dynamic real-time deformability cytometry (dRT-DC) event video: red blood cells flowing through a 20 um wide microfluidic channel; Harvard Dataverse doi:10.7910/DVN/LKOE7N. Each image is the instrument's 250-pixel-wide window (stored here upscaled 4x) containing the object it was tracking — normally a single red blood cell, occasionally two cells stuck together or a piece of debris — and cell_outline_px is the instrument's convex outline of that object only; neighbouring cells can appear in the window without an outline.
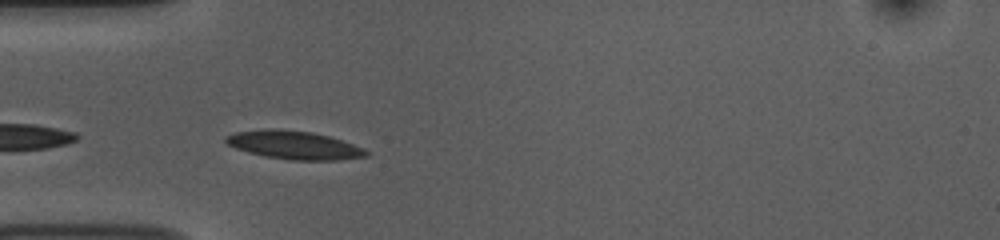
{"species": "common noctule bat (a hibernating species)", "species_latin": "Nyctalus noctula", "temperature_condition": "room temperature", "stored_images_in_passage": 9, "camera_frame_rate_fps": 3000, "um_per_image_px": 0.085, "animal": {"sex": "female", "body_mass_g": 10.0, "forearm_length_mm": 53.1}, "frame": {"image": 1, "passage_image": 2, "time_ms": 0.333, "image_size_px": [1000, 240], "cell_outline_px": [[368, 156], [336, 160], [292, 160], [264, 156], [248, 152], [236, 148], [228, 144], [224, 140], [224, 136], [236, 132], [312, 132], [328, 136], [364, 148], [368, 152]], "centroid_in_image_um": [25.06, 12.39], "position_along_channel_um": 59.9, "area_um2": 21.85}}